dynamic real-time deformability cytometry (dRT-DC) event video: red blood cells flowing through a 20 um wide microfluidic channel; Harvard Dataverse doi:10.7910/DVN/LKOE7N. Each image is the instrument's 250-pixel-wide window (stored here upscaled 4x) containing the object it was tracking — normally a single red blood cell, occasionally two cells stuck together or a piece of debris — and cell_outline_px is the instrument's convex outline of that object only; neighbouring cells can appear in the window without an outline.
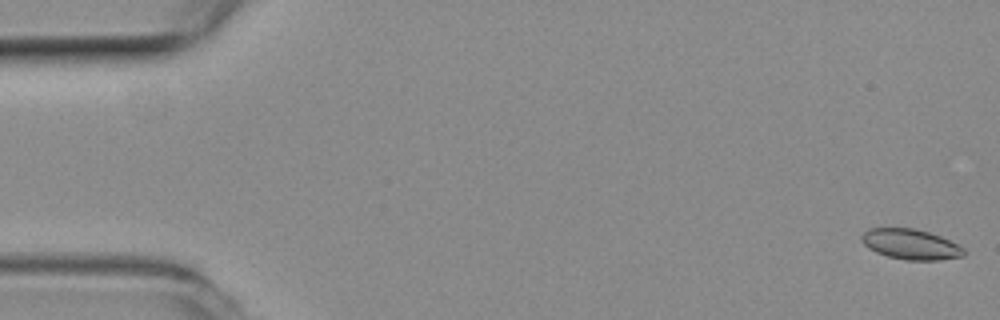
{"species": "common noctule bat (a hibernating species)", "species_latin": "Nyctalus noctula", "temperature_condition": "room temperature", "stored_images_in_passage": 55, "camera_frame_rate_fps": 3000, "um_per_image_px": 0.085, "animal": {"sex": "female", "body_mass_g": 19.3, "forearm_length_mm": 54.1}, "frame": {"image": 1, "passage_image": 1, "time_ms": 0.0, "image_size_px": [1000, 320], "cell_outline_px": [[964, 256], [940, 260], [904, 260], [888, 256], [876, 252], [868, 248], [860, 240], [860, 236], [868, 228], [912, 228], [928, 232], [940, 236], [964, 248]], "centroid_in_image_um": [77.37, 20.76], "position_along_channel_um": 7.6, "area_um2": 18.03}}
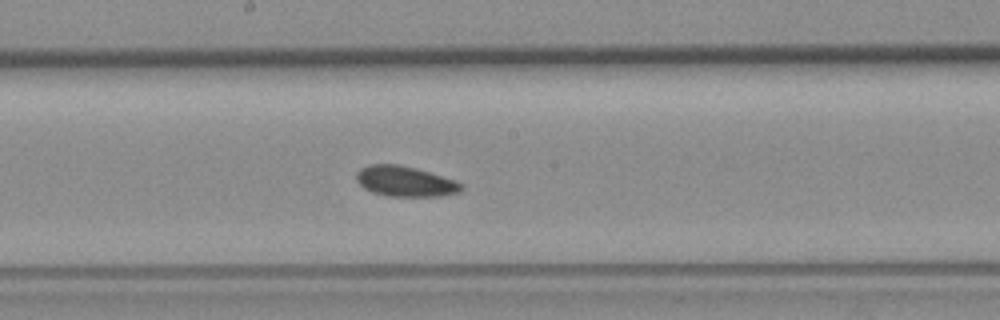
{"frame": {"image": 2, "passage_image": 29, "time_ms": 9.333, "image_size_px": [1000, 320], "cell_outline_px": [[464, 188], [460, 192], [440, 196], [388, 196], [372, 192], [364, 188], [356, 180], [356, 172], [360, 168], [368, 164], [400, 164], [416, 168], [456, 180], [464, 184]], "centroid_in_image_um": [34.45, 15.41], "position_along_channel_um": 213.8, "area_um2": 18.79}}
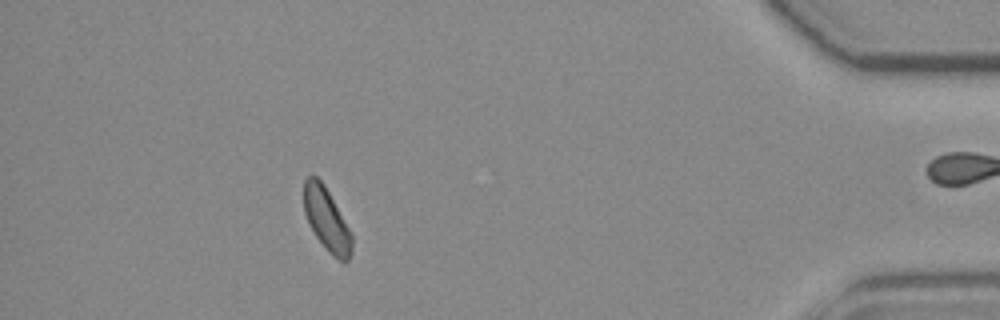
{"frame": {"image": 3, "passage_image": 49, "time_ms": 16.0, "image_size_px": [1000, 320], "cell_outline_px": [[352, 252], [348, 260], [340, 260], [332, 256], [328, 252], [316, 236], [304, 212], [304, 180], [308, 176], [316, 176], [324, 184], [352, 232]], "centroid_in_image_um": [27.78, 18.65], "position_along_channel_um": 407.4, "area_um2": 17.46}, "authors_computed_cell_mechanics": {"area_um2": 18.1492, "velocity_mm_per_s": 3.7536, "shape_relaxation_time_tau1_ms": 5.6698, "shape_relaxation_time_tau2_ms": 4.3716, "deformation_change_tau1": 0.0553, "deformation_change_tau2": 0.0722}}